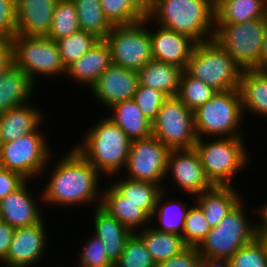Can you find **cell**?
I'll return each instance as SVG.
<instances>
[{"label": "cell", "instance_id": "obj_1", "mask_svg": "<svg viewBox=\"0 0 267 267\" xmlns=\"http://www.w3.org/2000/svg\"><path fill=\"white\" fill-rule=\"evenodd\" d=\"M68 152L55 162L49 182L46 183L39 200L42 199L45 204L53 203L52 205L63 207L85 203L88 205L90 202L94 203L95 207L100 206V173L74 147Z\"/></svg>", "mask_w": 267, "mask_h": 267}, {"label": "cell", "instance_id": "obj_2", "mask_svg": "<svg viewBox=\"0 0 267 267\" xmlns=\"http://www.w3.org/2000/svg\"><path fill=\"white\" fill-rule=\"evenodd\" d=\"M148 18L197 44L215 36V7L209 0H152Z\"/></svg>", "mask_w": 267, "mask_h": 267}, {"label": "cell", "instance_id": "obj_3", "mask_svg": "<svg viewBox=\"0 0 267 267\" xmlns=\"http://www.w3.org/2000/svg\"><path fill=\"white\" fill-rule=\"evenodd\" d=\"M83 142L74 148L80 152L101 174L116 176L125 168L131 140L108 117L91 126L85 133Z\"/></svg>", "mask_w": 267, "mask_h": 267}, {"label": "cell", "instance_id": "obj_4", "mask_svg": "<svg viewBox=\"0 0 267 267\" xmlns=\"http://www.w3.org/2000/svg\"><path fill=\"white\" fill-rule=\"evenodd\" d=\"M242 68L214 39L196 44L186 71L217 92L239 87Z\"/></svg>", "mask_w": 267, "mask_h": 267}, {"label": "cell", "instance_id": "obj_5", "mask_svg": "<svg viewBox=\"0 0 267 267\" xmlns=\"http://www.w3.org/2000/svg\"><path fill=\"white\" fill-rule=\"evenodd\" d=\"M244 113L238 88L216 92L193 112L198 139L204 136L243 137L239 127L241 121H244Z\"/></svg>", "mask_w": 267, "mask_h": 267}, {"label": "cell", "instance_id": "obj_6", "mask_svg": "<svg viewBox=\"0 0 267 267\" xmlns=\"http://www.w3.org/2000/svg\"><path fill=\"white\" fill-rule=\"evenodd\" d=\"M199 138L194 146L207 178L213 185L231 186V180L249 161L242 137ZM245 146V147H244ZM248 160V161H247ZM247 162V163H246Z\"/></svg>", "mask_w": 267, "mask_h": 267}, {"label": "cell", "instance_id": "obj_7", "mask_svg": "<svg viewBox=\"0 0 267 267\" xmlns=\"http://www.w3.org/2000/svg\"><path fill=\"white\" fill-rule=\"evenodd\" d=\"M240 200L199 245L201 257L230 259L241 247L256 237L257 224L249 223ZM245 215V216H244Z\"/></svg>", "mask_w": 267, "mask_h": 267}, {"label": "cell", "instance_id": "obj_8", "mask_svg": "<svg viewBox=\"0 0 267 267\" xmlns=\"http://www.w3.org/2000/svg\"><path fill=\"white\" fill-rule=\"evenodd\" d=\"M267 15L238 24H215L216 40L243 69H255L263 49Z\"/></svg>", "mask_w": 267, "mask_h": 267}, {"label": "cell", "instance_id": "obj_9", "mask_svg": "<svg viewBox=\"0 0 267 267\" xmlns=\"http://www.w3.org/2000/svg\"><path fill=\"white\" fill-rule=\"evenodd\" d=\"M11 42L13 63L33 82L39 74L51 78L66 74L56 41L48 37L15 34Z\"/></svg>", "mask_w": 267, "mask_h": 267}, {"label": "cell", "instance_id": "obj_10", "mask_svg": "<svg viewBox=\"0 0 267 267\" xmlns=\"http://www.w3.org/2000/svg\"><path fill=\"white\" fill-rule=\"evenodd\" d=\"M148 17L129 25L113 26L105 37L111 53V63L128 70L138 71L150 62L152 57Z\"/></svg>", "mask_w": 267, "mask_h": 267}, {"label": "cell", "instance_id": "obj_11", "mask_svg": "<svg viewBox=\"0 0 267 267\" xmlns=\"http://www.w3.org/2000/svg\"><path fill=\"white\" fill-rule=\"evenodd\" d=\"M45 137L37 130L14 141L0 143V167L21 174L28 182L42 174L51 158Z\"/></svg>", "mask_w": 267, "mask_h": 267}, {"label": "cell", "instance_id": "obj_12", "mask_svg": "<svg viewBox=\"0 0 267 267\" xmlns=\"http://www.w3.org/2000/svg\"><path fill=\"white\" fill-rule=\"evenodd\" d=\"M152 135L169 149L194 148V114L177 97H168L152 122Z\"/></svg>", "mask_w": 267, "mask_h": 267}, {"label": "cell", "instance_id": "obj_13", "mask_svg": "<svg viewBox=\"0 0 267 267\" xmlns=\"http://www.w3.org/2000/svg\"><path fill=\"white\" fill-rule=\"evenodd\" d=\"M169 151L170 149L153 135L131 141L125 165L128 171L126 178L162 184L160 181L167 177Z\"/></svg>", "mask_w": 267, "mask_h": 267}, {"label": "cell", "instance_id": "obj_14", "mask_svg": "<svg viewBox=\"0 0 267 267\" xmlns=\"http://www.w3.org/2000/svg\"><path fill=\"white\" fill-rule=\"evenodd\" d=\"M171 173L177 189L196 196L214 185L207 178L198 152L191 149H170L167 158L166 176Z\"/></svg>", "mask_w": 267, "mask_h": 267}, {"label": "cell", "instance_id": "obj_15", "mask_svg": "<svg viewBox=\"0 0 267 267\" xmlns=\"http://www.w3.org/2000/svg\"><path fill=\"white\" fill-rule=\"evenodd\" d=\"M42 219L40 222L16 228L9 251L3 264L7 267H33L47 249V232Z\"/></svg>", "mask_w": 267, "mask_h": 267}, {"label": "cell", "instance_id": "obj_16", "mask_svg": "<svg viewBox=\"0 0 267 267\" xmlns=\"http://www.w3.org/2000/svg\"><path fill=\"white\" fill-rule=\"evenodd\" d=\"M138 87L139 78L136 71L111 64L90 91L109 109L118 102L133 99Z\"/></svg>", "mask_w": 267, "mask_h": 267}, {"label": "cell", "instance_id": "obj_17", "mask_svg": "<svg viewBox=\"0 0 267 267\" xmlns=\"http://www.w3.org/2000/svg\"><path fill=\"white\" fill-rule=\"evenodd\" d=\"M152 57L163 63L173 64L186 70L188 61L196 46L190 37L158 25V29L149 30Z\"/></svg>", "mask_w": 267, "mask_h": 267}, {"label": "cell", "instance_id": "obj_18", "mask_svg": "<svg viewBox=\"0 0 267 267\" xmlns=\"http://www.w3.org/2000/svg\"><path fill=\"white\" fill-rule=\"evenodd\" d=\"M58 0H16V34L41 36L49 34Z\"/></svg>", "mask_w": 267, "mask_h": 267}, {"label": "cell", "instance_id": "obj_19", "mask_svg": "<svg viewBox=\"0 0 267 267\" xmlns=\"http://www.w3.org/2000/svg\"><path fill=\"white\" fill-rule=\"evenodd\" d=\"M33 195L26 181L0 201V219L15 229L40 222L43 219L41 208Z\"/></svg>", "mask_w": 267, "mask_h": 267}, {"label": "cell", "instance_id": "obj_20", "mask_svg": "<svg viewBox=\"0 0 267 267\" xmlns=\"http://www.w3.org/2000/svg\"><path fill=\"white\" fill-rule=\"evenodd\" d=\"M111 53L105 40H99L87 53L66 68V76L91 88L111 65Z\"/></svg>", "mask_w": 267, "mask_h": 267}, {"label": "cell", "instance_id": "obj_21", "mask_svg": "<svg viewBox=\"0 0 267 267\" xmlns=\"http://www.w3.org/2000/svg\"><path fill=\"white\" fill-rule=\"evenodd\" d=\"M44 115L30 102L0 113V143L14 141L24 135L36 132Z\"/></svg>", "mask_w": 267, "mask_h": 267}, {"label": "cell", "instance_id": "obj_22", "mask_svg": "<svg viewBox=\"0 0 267 267\" xmlns=\"http://www.w3.org/2000/svg\"><path fill=\"white\" fill-rule=\"evenodd\" d=\"M103 191L100 206L132 233L138 227L144 229V225L149 226L151 217L138 204L127 201L112 185Z\"/></svg>", "mask_w": 267, "mask_h": 267}, {"label": "cell", "instance_id": "obj_23", "mask_svg": "<svg viewBox=\"0 0 267 267\" xmlns=\"http://www.w3.org/2000/svg\"><path fill=\"white\" fill-rule=\"evenodd\" d=\"M34 83L23 70L10 64L0 74V113L28 103L34 93Z\"/></svg>", "mask_w": 267, "mask_h": 267}, {"label": "cell", "instance_id": "obj_24", "mask_svg": "<svg viewBox=\"0 0 267 267\" xmlns=\"http://www.w3.org/2000/svg\"><path fill=\"white\" fill-rule=\"evenodd\" d=\"M94 209V235L103 240L106 255L114 264L122 255L126 241L133 233L101 206Z\"/></svg>", "mask_w": 267, "mask_h": 267}, {"label": "cell", "instance_id": "obj_25", "mask_svg": "<svg viewBox=\"0 0 267 267\" xmlns=\"http://www.w3.org/2000/svg\"><path fill=\"white\" fill-rule=\"evenodd\" d=\"M195 204L202 210L211 228L216 227L226 214L241 200L233 186L214 185L195 196Z\"/></svg>", "mask_w": 267, "mask_h": 267}, {"label": "cell", "instance_id": "obj_26", "mask_svg": "<svg viewBox=\"0 0 267 267\" xmlns=\"http://www.w3.org/2000/svg\"><path fill=\"white\" fill-rule=\"evenodd\" d=\"M238 89L243 111L267 117V72L242 70Z\"/></svg>", "mask_w": 267, "mask_h": 267}, {"label": "cell", "instance_id": "obj_27", "mask_svg": "<svg viewBox=\"0 0 267 267\" xmlns=\"http://www.w3.org/2000/svg\"><path fill=\"white\" fill-rule=\"evenodd\" d=\"M109 110H112V113H110L112 115L107 117L118 125L131 141L152 135V123L133 99L118 102L111 106Z\"/></svg>", "mask_w": 267, "mask_h": 267}, {"label": "cell", "instance_id": "obj_28", "mask_svg": "<svg viewBox=\"0 0 267 267\" xmlns=\"http://www.w3.org/2000/svg\"><path fill=\"white\" fill-rule=\"evenodd\" d=\"M182 71L176 65L152 59L137 71L139 85L159 90L167 97H176Z\"/></svg>", "mask_w": 267, "mask_h": 267}, {"label": "cell", "instance_id": "obj_29", "mask_svg": "<svg viewBox=\"0 0 267 267\" xmlns=\"http://www.w3.org/2000/svg\"><path fill=\"white\" fill-rule=\"evenodd\" d=\"M137 231L135 233L142 239L157 266L187 248L181 235L160 232L151 226H146L144 229Z\"/></svg>", "mask_w": 267, "mask_h": 267}, {"label": "cell", "instance_id": "obj_30", "mask_svg": "<svg viewBox=\"0 0 267 267\" xmlns=\"http://www.w3.org/2000/svg\"><path fill=\"white\" fill-rule=\"evenodd\" d=\"M267 15V0H224L215 8V24H238Z\"/></svg>", "mask_w": 267, "mask_h": 267}, {"label": "cell", "instance_id": "obj_31", "mask_svg": "<svg viewBox=\"0 0 267 267\" xmlns=\"http://www.w3.org/2000/svg\"><path fill=\"white\" fill-rule=\"evenodd\" d=\"M111 185L123 196L127 201L138 204L150 217L156 207L159 194L164 189L163 186L129 178H121L111 183Z\"/></svg>", "mask_w": 267, "mask_h": 267}, {"label": "cell", "instance_id": "obj_32", "mask_svg": "<svg viewBox=\"0 0 267 267\" xmlns=\"http://www.w3.org/2000/svg\"><path fill=\"white\" fill-rule=\"evenodd\" d=\"M165 190H167V187H165L164 185V189L159 194L156 202V207L153 214L151 215V220L156 216L157 221L160 223V225L156 227L153 225L152 227L160 232L182 235L186 214L189 209L187 207L190 206L180 200H175V202L174 200H165L166 202H164L163 199L165 198L164 196H166Z\"/></svg>", "mask_w": 267, "mask_h": 267}, {"label": "cell", "instance_id": "obj_33", "mask_svg": "<svg viewBox=\"0 0 267 267\" xmlns=\"http://www.w3.org/2000/svg\"><path fill=\"white\" fill-rule=\"evenodd\" d=\"M76 7L80 31L104 40L113 25L104 15L100 0H72Z\"/></svg>", "mask_w": 267, "mask_h": 267}, {"label": "cell", "instance_id": "obj_34", "mask_svg": "<svg viewBox=\"0 0 267 267\" xmlns=\"http://www.w3.org/2000/svg\"><path fill=\"white\" fill-rule=\"evenodd\" d=\"M216 90L202 81L192 77L186 70L182 71L179 79L177 98L192 112L205 104Z\"/></svg>", "mask_w": 267, "mask_h": 267}, {"label": "cell", "instance_id": "obj_35", "mask_svg": "<svg viewBox=\"0 0 267 267\" xmlns=\"http://www.w3.org/2000/svg\"><path fill=\"white\" fill-rule=\"evenodd\" d=\"M79 31L74 2L72 0H58L54 9L52 25L46 37L57 41Z\"/></svg>", "mask_w": 267, "mask_h": 267}, {"label": "cell", "instance_id": "obj_36", "mask_svg": "<svg viewBox=\"0 0 267 267\" xmlns=\"http://www.w3.org/2000/svg\"><path fill=\"white\" fill-rule=\"evenodd\" d=\"M100 39L84 31L71 34L56 41L65 68L87 53Z\"/></svg>", "mask_w": 267, "mask_h": 267}, {"label": "cell", "instance_id": "obj_37", "mask_svg": "<svg viewBox=\"0 0 267 267\" xmlns=\"http://www.w3.org/2000/svg\"><path fill=\"white\" fill-rule=\"evenodd\" d=\"M210 230L202 210L196 204L189 207L181 235L186 246L198 248Z\"/></svg>", "mask_w": 267, "mask_h": 267}, {"label": "cell", "instance_id": "obj_38", "mask_svg": "<svg viewBox=\"0 0 267 267\" xmlns=\"http://www.w3.org/2000/svg\"><path fill=\"white\" fill-rule=\"evenodd\" d=\"M114 267H157L144 242L133 233L126 241L124 251L114 263Z\"/></svg>", "mask_w": 267, "mask_h": 267}, {"label": "cell", "instance_id": "obj_39", "mask_svg": "<svg viewBox=\"0 0 267 267\" xmlns=\"http://www.w3.org/2000/svg\"><path fill=\"white\" fill-rule=\"evenodd\" d=\"M104 15L113 26L137 23L143 17L127 0H100Z\"/></svg>", "mask_w": 267, "mask_h": 267}, {"label": "cell", "instance_id": "obj_40", "mask_svg": "<svg viewBox=\"0 0 267 267\" xmlns=\"http://www.w3.org/2000/svg\"><path fill=\"white\" fill-rule=\"evenodd\" d=\"M230 267H267V254L263 244L255 237L229 259Z\"/></svg>", "mask_w": 267, "mask_h": 267}, {"label": "cell", "instance_id": "obj_41", "mask_svg": "<svg viewBox=\"0 0 267 267\" xmlns=\"http://www.w3.org/2000/svg\"><path fill=\"white\" fill-rule=\"evenodd\" d=\"M78 260L79 267H114V264L106 255L103 240L96 235L89 238L86 244H83Z\"/></svg>", "mask_w": 267, "mask_h": 267}, {"label": "cell", "instance_id": "obj_42", "mask_svg": "<svg viewBox=\"0 0 267 267\" xmlns=\"http://www.w3.org/2000/svg\"><path fill=\"white\" fill-rule=\"evenodd\" d=\"M167 98L168 97L159 90L139 85L133 100L146 118L152 123L156 119L162 104Z\"/></svg>", "mask_w": 267, "mask_h": 267}, {"label": "cell", "instance_id": "obj_43", "mask_svg": "<svg viewBox=\"0 0 267 267\" xmlns=\"http://www.w3.org/2000/svg\"><path fill=\"white\" fill-rule=\"evenodd\" d=\"M16 34V0H0V38L11 40Z\"/></svg>", "mask_w": 267, "mask_h": 267}, {"label": "cell", "instance_id": "obj_44", "mask_svg": "<svg viewBox=\"0 0 267 267\" xmlns=\"http://www.w3.org/2000/svg\"><path fill=\"white\" fill-rule=\"evenodd\" d=\"M201 256L198 248L187 247L181 253L160 263L157 267H199Z\"/></svg>", "mask_w": 267, "mask_h": 267}, {"label": "cell", "instance_id": "obj_45", "mask_svg": "<svg viewBox=\"0 0 267 267\" xmlns=\"http://www.w3.org/2000/svg\"><path fill=\"white\" fill-rule=\"evenodd\" d=\"M26 181L28 180L21 174L0 167V201L20 188Z\"/></svg>", "mask_w": 267, "mask_h": 267}, {"label": "cell", "instance_id": "obj_46", "mask_svg": "<svg viewBox=\"0 0 267 267\" xmlns=\"http://www.w3.org/2000/svg\"><path fill=\"white\" fill-rule=\"evenodd\" d=\"M15 228L0 219V262H3L12 242Z\"/></svg>", "mask_w": 267, "mask_h": 267}, {"label": "cell", "instance_id": "obj_47", "mask_svg": "<svg viewBox=\"0 0 267 267\" xmlns=\"http://www.w3.org/2000/svg\"><path fill=\"white\" fill-rule=\"evenodd\" d=\"M12 63V42L11 40L0 38V74Z\"/></svg>", "mask_w": 267, "mask_h": 267}, {"label": "cell", "instance_id": "obj_48", "mask_svg": "<svg viewBox=\"0 0 267 267\" xmlns=\"http://www.w3.org/2000/svg\"><path fill=\"white\" fill-rule=\"evenodd\" d=\"M257 212H260L262 223L257 224L256 237L263 244L265 252L267 254V214L263 211V206L258 208Z\"/></svg>", "mask_w": 267, "mask_h": 267}, {"label": "cell", "instance_id": "obj_49", "mask_svg": "<svg viewBox=\"0 0 267 267\" xmlns=\"http://www.w3.org/2000/svg\"><path fill=\"white\" fill-rule=\"evenodd\" d=\"M130 5L143 17H148L151 11L152 0H127Z\"/></svg>", "mask_w": 267, "mask_h": 267}, {"label": "cell", "instance_id": "obj_50", "mask_svg": "<svg viewBox=\"0 0 267 267\" xmlns=\"http://www.w3.org/2000/svg\"><path fill=\"white\" fill-rule=\"evenodd\" d=\"M199 267H230L229 259L201 257Z\"/></svg>", "mask_w": 267, "mask_h": 267}, {"label": "cell", "instance_id": "obj_51", "mask_svg": "<svg viewBox=\"0 0 267 267\" xmlns=\"http://www.w3.org/2000/svg\"><path fill=\"white\" fill-rule=\"evenodd\" d=\"M255 70L267 72V22H266L263 49L261 52L260 63L255 68Z\"/></svg>", "mask_w": 267, "mask_h": 267}, {"label": "cell", "instance_id": "obj_52", "mask_svg": "<svg viewBox=\"0 0 267 267\" xmlns=\"http://www.w3.org/2000/svg\"><path fill=\"white\" fill-rule=\"evenodd\" d=\"M211 4L216 8L219 4H221L224 0H209Z\"/></svg>", "mask_w": 267, "mask_h": 267}, {"label": "cell", "instance_id": "obj_53", "mask_svg": "<svg viewBox=\"0 0 267 267\" xmlns=\"http://www.w3.org/2000/svg\"><path fill=\"white\" fill-rule=\"evenodd\" d=\"M263 211L267 214V203L263 206Z\"/></svg>", "mask_w": 267, "mask_h": 267}]
</instances>
